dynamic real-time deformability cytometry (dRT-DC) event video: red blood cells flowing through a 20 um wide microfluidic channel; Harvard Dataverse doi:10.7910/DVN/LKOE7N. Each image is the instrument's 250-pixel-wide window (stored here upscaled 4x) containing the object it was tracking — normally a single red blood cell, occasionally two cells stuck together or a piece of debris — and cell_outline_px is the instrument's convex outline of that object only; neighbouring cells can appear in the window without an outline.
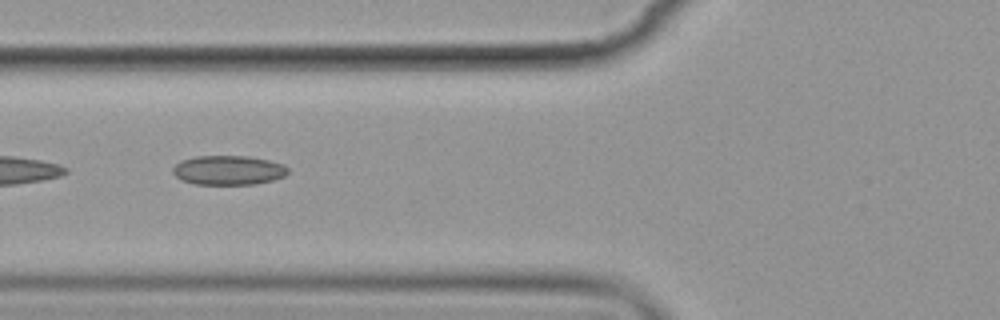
{"species": "common noctule bat (a hibernating species)", "species_latin": "Nyctalus noctula", "temperature_condition": "cold", "stored_images_in_passage": 3, "camera_frame_rate_fps": 3000, "um_per_image_px": 0.085, "animal": {"sex": "female", "body_mass_g": 19.9}, "frame": {"image": 1, "passage_image": 2, "time_ms": 1.333, "image_size_px": [1000, 320], "cell_outline_px": [[288, 172], [284, 176], [272, 180], [256, 184], [192, 184], [180, 180], [172, 172], [172, 168], [180, 160], [196, 156], [248, 156], [268, 160], [284, 164], [288, 168]], "centroid_in_image_um": [19.38, 14.46], "position_along_channel_um": 106.4, "area_um2": 19.83}}
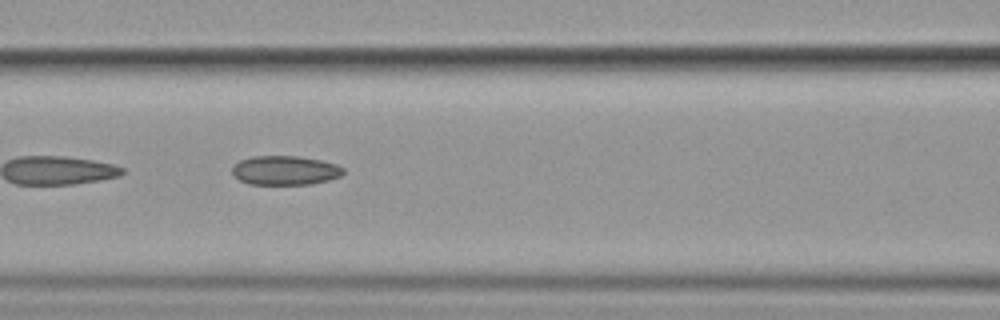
{"frame": {"image": 2, "passage_image": 3, "time_ms": 2.333, "image_size_px": [1000, 320], "cell_outline_px": [[344, 172], [340, 176], [328, 180], [308, 184], [248, 184], [240, 180], [232, 172], [232, 168], [240, 160], [252, 156], [296, 156], [320, 160], [336, 164], [344, 168]], "centroid_in_image_um": [24.23, 14.48], "position_along_channel_um": 142.4, "area_um2": 18.73}}